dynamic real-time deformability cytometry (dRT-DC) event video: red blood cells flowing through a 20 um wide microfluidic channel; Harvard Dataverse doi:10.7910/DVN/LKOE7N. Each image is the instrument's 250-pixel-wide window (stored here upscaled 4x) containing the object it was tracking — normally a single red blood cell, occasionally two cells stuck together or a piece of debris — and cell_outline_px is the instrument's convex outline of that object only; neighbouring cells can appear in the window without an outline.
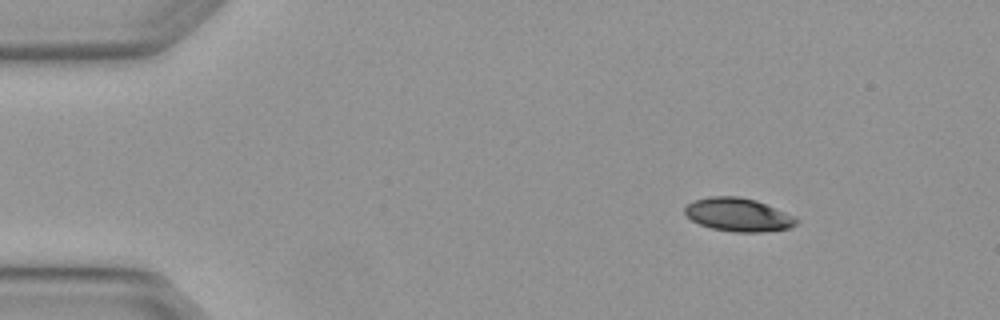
{"species": "Egyptian fruit bat (a non-hibernating species)", "species_latin": "Rousettus aegyptiacus", "temperature_condition": "warm", "stored_images_in_passage": 4, "camera_frame_rate_fps": 3000, "um_per_image_px": 0.085, "animal": {"sex": "female"}, "frame": {"image": 1, "passage_image": 1, "time_ms": 0.0, "image_size_px": [1000, 320], "cell_outline_px": [[800, 220], [796, 224], [788, 228], [764, 232], [732, 232], [712, 228], [700, 224], [692, 220], [684, 212], [684, 208], [688, 204], [696, 200], [708, 196], [740, 196], [756, 200], [784, 212]], "centroid_in_image_um": [62.74, 18.25], "position_along_channel_um": 22.3, "area_um2": 21.5}}
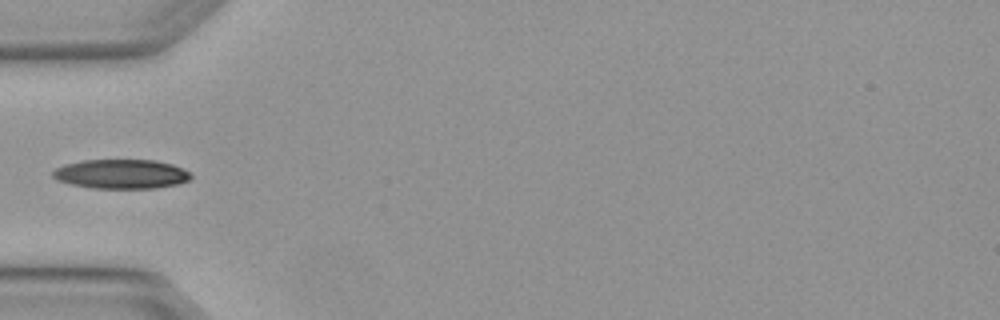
{"frame": {"image": 2, "passage_image": 4, "time_ms": 1.0, "image_size_px": [1000, 320], "cell_outline_px": [[192, 176], [188, 180], [176, 184], [156, 188], [92, 188], [72, 184], [56, 180], [52, 176], [52, 172], [56, 168], [64, 164], [84, 160], [156, 160], [172, 164], [188, 172]], "centroid_in_image_um": [10.27, 14.79], "position_along_channel_um": 74.7, "area_um2": 23.47}}